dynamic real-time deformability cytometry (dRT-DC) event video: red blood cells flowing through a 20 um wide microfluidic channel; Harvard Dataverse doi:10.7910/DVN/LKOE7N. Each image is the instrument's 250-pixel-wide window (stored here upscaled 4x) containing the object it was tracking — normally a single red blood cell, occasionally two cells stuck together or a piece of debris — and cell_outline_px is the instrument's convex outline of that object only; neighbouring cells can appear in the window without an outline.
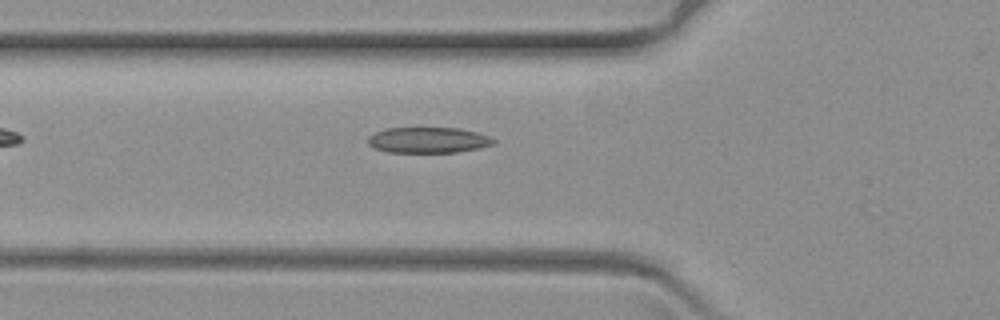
{"species": "common noctule bat (a hibernating species)", "species_latin": "Nyctalus noctula", "temperature_condition": "warm", "stored_images_in_passage": 38, "camera_frame_rate_fps": 3000, "um_per_image_px": 0.085, "animal": {"sex": "female", "body_mass_g": 19.3, "forearm_length_mm": 54.1}, "frame": {"image": 1, "passage_image": 2, "time_ms": 0.333, "image_size_px": [1000, 320], "cell_outline_px": [[496, 144], [456, 152], [388, 152], [372, 148], [368, 144], [368, 136], [384, 128], [460, 128], [476, 132], [488, 136], [496, 140]], "centroid_in_image_um": [36.37, 11.9], "position_along_channel_um": 89.4, "area_um2": 18.84}}
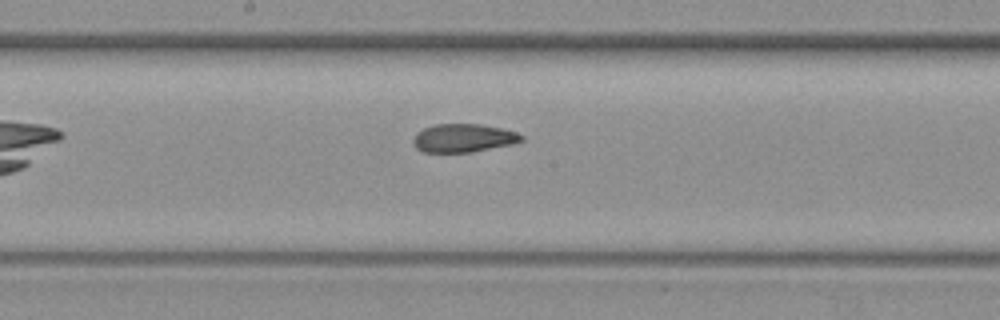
{"frame": {"image": 2, "passage_image": 13, "time_ms": 4.0, "image_size_px": [1000, 320], "cell_outline_px": [[524, 140], [512, 144], [472, 152], [424, 152], [416, 148], [412, 144], [412, 140], [416, 132], [424, 128], [436, 124], [480, 124], [500, 128], [516, 132], [524, 136]], "centroid_in_image_um": [39.37, 11.73], "position_along_channel_um": 208.8, "area_um2": 17.92}}
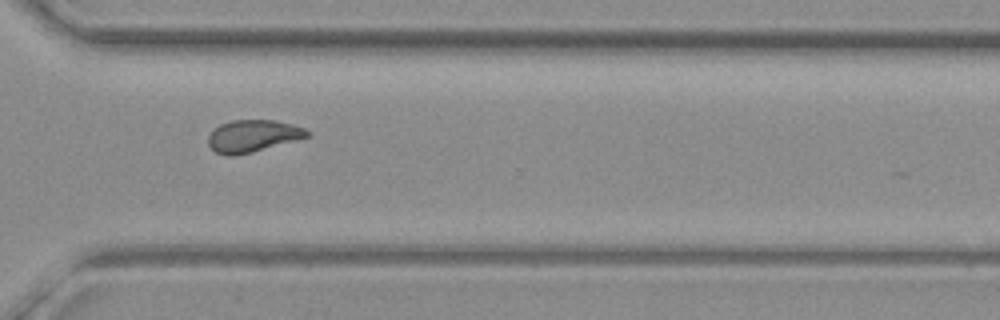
{"frame": {"image": 3, "passage_image": 26, "time_ms": 8.333, "image_size_px": [1000, 320], "cell_outline_px": [[308, 136], [252, 152], [232, 156], [228, 156], [216, 152], [208, 144], [208, 136], [220, 124], [232, 120], [272, 120], [292, 124], [304, 128], [308, 132]], "centroid_in_image_um": [21.45, 11.55], "position_along_channel_um": 349.2, "area_um2": 18.09}}